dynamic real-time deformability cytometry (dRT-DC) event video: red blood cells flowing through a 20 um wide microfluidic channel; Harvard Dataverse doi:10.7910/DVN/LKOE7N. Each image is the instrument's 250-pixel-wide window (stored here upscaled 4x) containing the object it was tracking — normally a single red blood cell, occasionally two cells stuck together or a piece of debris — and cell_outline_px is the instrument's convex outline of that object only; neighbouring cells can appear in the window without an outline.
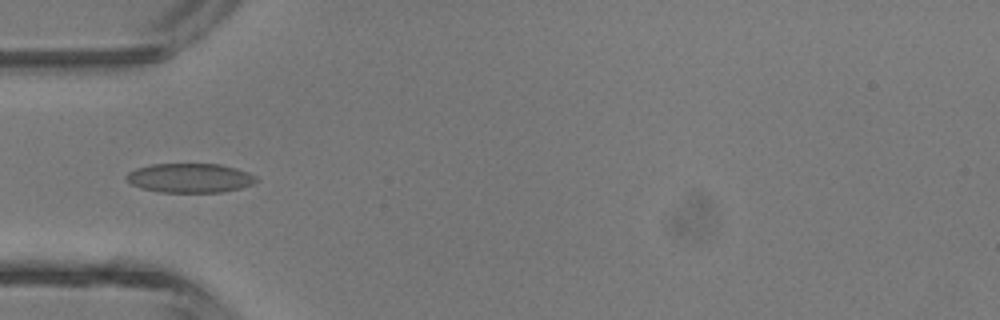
{"species": "common noctule bat (a hibernating species)", "species_latin": "Nyctalus noctula", "temperature_condition": "room temperature", "stored_images_in_passage": 4, "camera_frame_rate_fps": 3000, "um_per_image_px": 0.085, "animal": {"sex": "male", "body_mass_g": 13.3}, "frame": {"image": 1, "passage_image": 4, "time_ms": 3.333, "image_size_px": [1000, 320], "cell_outline_px": [[260, 180], [252, 184], [240, 188], [220, 192], [160, 192], [140, 188], [132, 184], [124, 176], [128, 172], [136, 168], [152, 164], [220, 164], [236, 168], [248, 172], [256, 176]], "centroid_in_image_um": [16.15, 15.12], "position_along_channel_um": 68.9, "area_um2": 22.2}}